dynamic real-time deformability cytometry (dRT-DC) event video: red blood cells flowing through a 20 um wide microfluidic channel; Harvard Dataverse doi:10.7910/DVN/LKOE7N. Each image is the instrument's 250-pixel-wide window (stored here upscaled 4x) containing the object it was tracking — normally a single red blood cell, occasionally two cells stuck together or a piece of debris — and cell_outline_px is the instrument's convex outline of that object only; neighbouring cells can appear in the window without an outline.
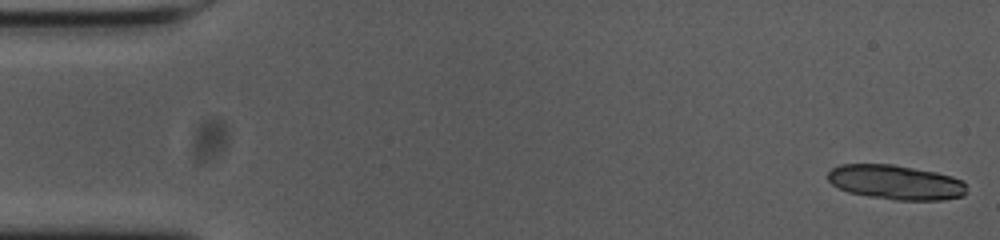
{"species": "common noctule bat (a hibernating species)", "species_latin": "Nyctalus noctula", "temperature_condition": "cold", "stored_images_in_passage": 9, "camera_frame_rate_fps": 3000, "um_per_image_px": 0.085, "animal": {"sex": "female", "body_mass_g": 23.0, "forearm_length_mm": 53.4}, "frame": {"image": 1, "passage_image": 1, "time_ms": 0.0, "image_size_px": [1000, 240], "cell_outline_px": [[964, 196], [944, 200], [896, 200], [868, 196], [848, 192], [832, 184], [828, 180], [828, 172], [832, 168], [840, 164], [892, 164], [936, 172], [952, 176], [960, 180], [964, 184]], "centroid_in_image_um": [76.11, 15.49], "position_along_channel_um": 8.9, "area_um2": 27.86}}